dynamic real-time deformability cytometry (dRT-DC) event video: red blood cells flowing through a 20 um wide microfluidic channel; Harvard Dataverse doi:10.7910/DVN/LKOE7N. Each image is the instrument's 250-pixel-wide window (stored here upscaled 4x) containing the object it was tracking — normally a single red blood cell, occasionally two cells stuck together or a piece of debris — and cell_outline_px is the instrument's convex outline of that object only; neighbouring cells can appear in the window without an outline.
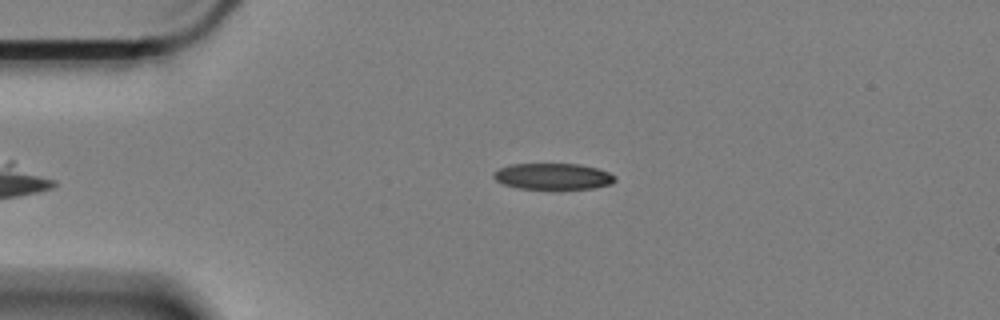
{"species": "Egyptian fruit bat (a non-hibernating species)", "species_latin": "Rousettus aegyptiacus", "temperature_condition": "cold", "stored_images_in_passage": 45, "camera_frame_rate_fps": 3000, "um_per_image_px": 0.085, "animal": {"sex": "female"}, "frame": {"image": 1, "passage_image": 4, "time_ms": 1.0, "image_size_px": [1000, 320], "cell_outline_px": [[616, 180], [612, 184], [592, 188], [556, 192], [552, 192], [516, 188], [504, 184], [496, 180], [492, 176], [492, 172], [508, 164], [580, 164], [596, 168], [608, 172], [616, 176]], "centroid_in_image_um": [46.99, 15.04], "position_along_channel_um": 38.0, "area_um2": 19.59}}
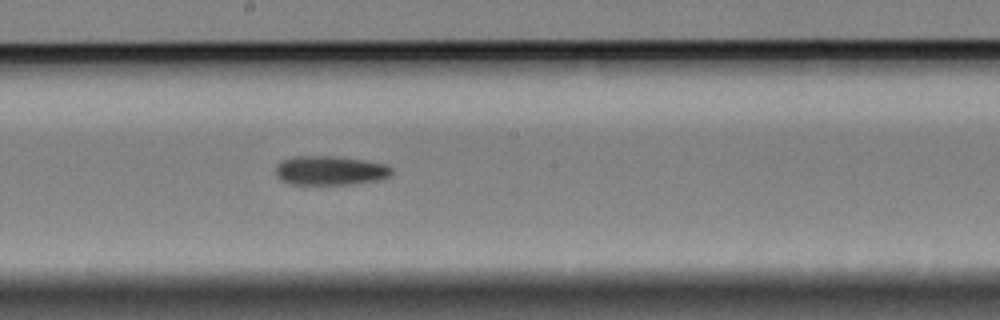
{"frame": {"image": 2, "passage_image": 23, "time_ms": 7.333, "image_size_px": [1000, 320], "cell_outline_px": [[392, 172], [388, 176], [380, 180], [352, 184], [292, 184], [280, 180], [276, 176], [276, 164], [280, 160], [292, 156], [340, 156], [388, 164], [392, 168]], "centroid_in_image_um": [28.05, 14.48], "position_along_channel_um": 220.2, "area_um2": 20.06}}
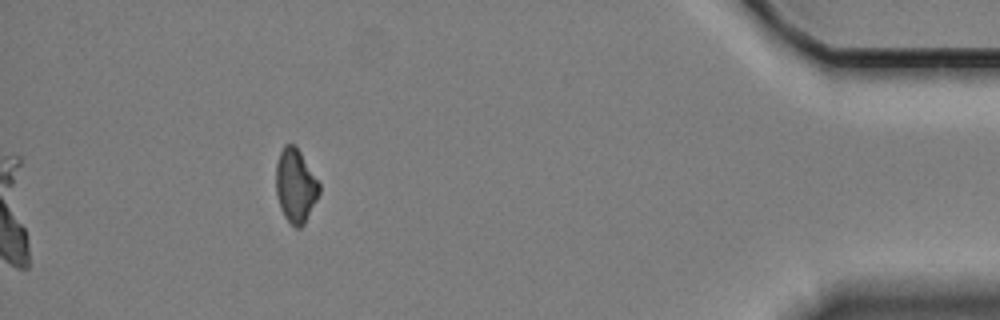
{"frame": {"image": 3, "passage_image": 45, "time_ms": 14.667, "image_size_px": [1000, 320], "cell_outline_px": [[320, 192], [304, 224], [300, 228], [296, 228], [284, 216], [280, 208], [276, 192], [276, 164], [280, 152], [284, 144], [292, 144], [300, 152], [320, 184]], "centroid_in_image_um": [25.11, 15.79], "position_along_channel_um": 410.1, "area_um2": 18.32}, "authors_computed_cell_mechanics": {"area_um2": 19.8832, "velocity_mm_per_s": 3.3334, "shape_relaxation_time_tau1_ms": null, "shape_relaxation_time_tau2_ms": 8.7354, "deformation_change_tau1": null, "deformation_change_tau2": 0.169}}